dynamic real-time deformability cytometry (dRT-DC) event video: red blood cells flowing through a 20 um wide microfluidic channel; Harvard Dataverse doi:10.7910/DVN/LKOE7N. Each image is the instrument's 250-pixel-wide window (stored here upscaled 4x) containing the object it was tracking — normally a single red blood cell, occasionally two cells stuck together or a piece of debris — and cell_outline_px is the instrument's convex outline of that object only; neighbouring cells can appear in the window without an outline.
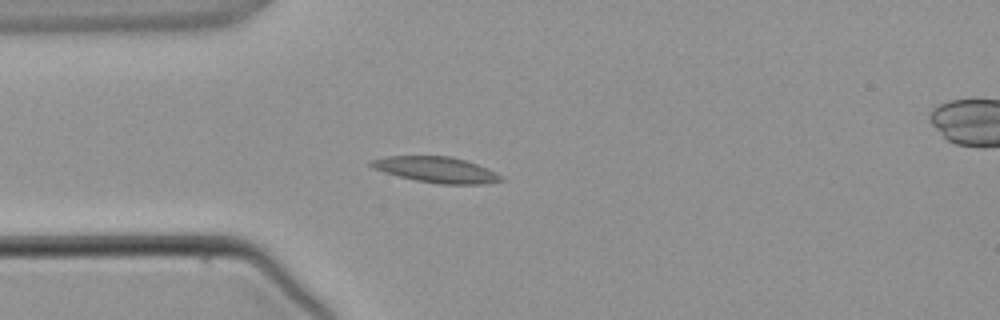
{"species": "common noctule bat (a hibernating species)", "species_latin": "Nyctalus noctula", "temperature_condition": "warm", "stored_images_in_passage": 5, "camera_frame_rate_fps": 3000, "um_per_image_px": 0.085, "animal": {"sex": "male", "body_mass_g": 21.5, "forearm_length_mm": 52.0}, "frame": {"image": 1, "passage_image": 4, "time_ms": 3.667, "image_size_px": [1000, 320], "cell_outline_px": [[504, 180], [488, 184], [436, 184], [416, 180], [384, 172], [372, 168], [368, 164], [368, 160], [388, 156], [452, 156], [488, 168], [504, 176]], "centroid_in_image_um": [37.1, 14.43], "position_along_channel_um": 47.9, "area_um2": 19.71}}